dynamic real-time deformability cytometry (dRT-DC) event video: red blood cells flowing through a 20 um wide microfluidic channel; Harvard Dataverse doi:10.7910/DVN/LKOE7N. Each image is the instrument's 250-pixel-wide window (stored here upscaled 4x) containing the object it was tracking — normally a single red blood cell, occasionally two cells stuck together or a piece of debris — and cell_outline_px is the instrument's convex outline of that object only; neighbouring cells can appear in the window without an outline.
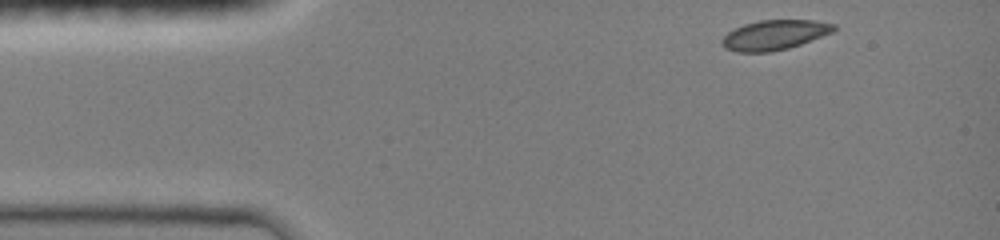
{"species": "common noctule bat (a hibernating species)", "species_latin": "Nyctalus noctula", "temperature_condition": "room temperature", "stored_images_in_passage": 18, "camera_frame_rate_fps": 3000, "um_per_image_px": 0.085, "animal": {"sex": "female", "body_mass_g": 19.0, "forearm_length_mm": 51.5}, "frame": {"image": 1, "passage_image": 1, "time_ms": 0.0, "image_size_px": [1000, 240], "cell_outline_px": [[836, 28], [832, 32], [800, 44], [788, 48], [772, 52], [736, 52], [724, 48], [720, 44], [720, 40], [728, 32], [744, 24], [760, 20], [812, 20], [836, 24]], "centroid_in_image_um": [65.79, 2.98], "position_along_channel_um": 19.2, "area_um2": 19.42}}
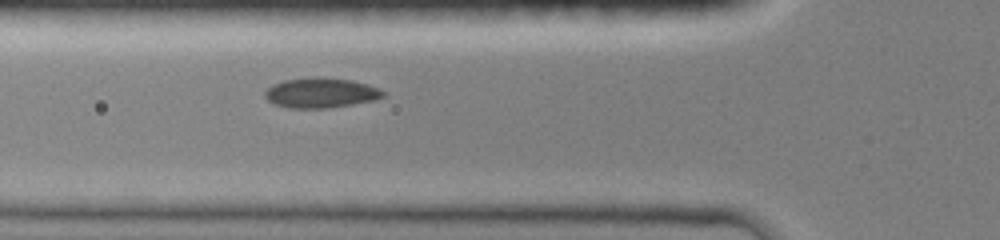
{"frame": {"image": 2, "passage_image": 12, "time_ms": 3.667, "image_size_px": [1000, 240], "cell_outline_px": [[384, 96], [372, 100], [352, 104], [324, 108], [292, 108], [276, 104], [268, 100], [264, 96], [264, 92], [272, 84], [284, 80], [352, 80], [368, 84], [384, 92]], "centroid_in_image_um": [27.25, 7.93], "position_along_channel_um": 98.6, "area_um2": 19.48}}
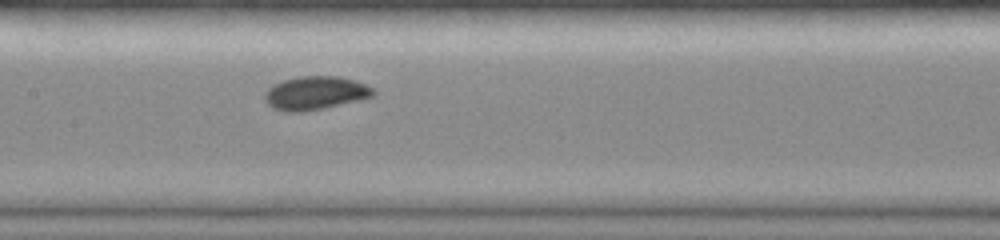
{"frame": {"image": 3, "passage_image": 17, "time_ms": 5.667, "image_size_px": [1000, 240], "cell_outline_px": [[376, 92], [372, 96], [356, 100], [320, 108], [300, 112], [288, 112], [272, 108], [264, 100], [264, 92], [272, 84], [284, 80], [300, 76], [340, 76], [356, 80], [372, 88]], "centroid_in_image_um": [26.74, 7.89], "position_along_channel_um": 180.7, "area_um2": 20.92}}